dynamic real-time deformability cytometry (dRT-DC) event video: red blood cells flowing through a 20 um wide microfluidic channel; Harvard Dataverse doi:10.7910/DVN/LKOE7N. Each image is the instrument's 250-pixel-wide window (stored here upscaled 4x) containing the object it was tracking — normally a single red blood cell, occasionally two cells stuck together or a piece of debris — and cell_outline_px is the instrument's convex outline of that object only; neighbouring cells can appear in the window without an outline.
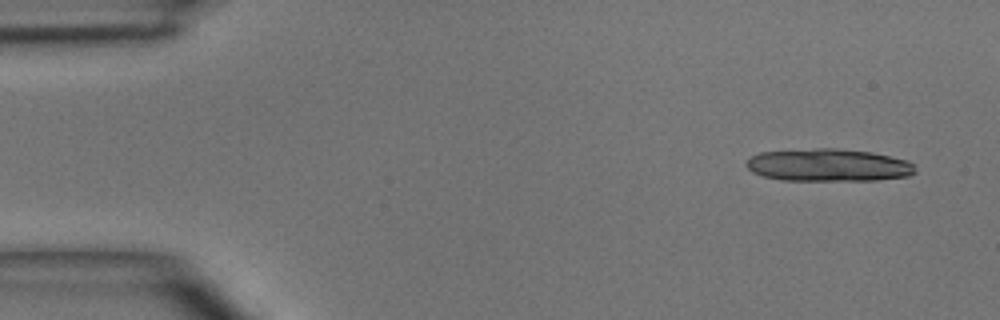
{"species": "common noctule bat (a hibernating species)", "species_latin": "Nyctalus noctula", "temperature_condition": "room temperature", "stored_images_in_passage": 4, "camera_frame_rate_fps": 3000, "um_per_image_px": 0.085, "animal": {"sex": "male", "body_mass_g": 15.6}, "frame": {"image": 1, "passage_image": 1, "time_ms": 0.0, "image_size_px": [1000, 320], "cell_outline_px": [[916, 172], [908, 176], [876, 180], [780, 180], [764, 176], [752, 172], [744, 164], [752, 156], [760, 152], [816, 148], [836, 148], [872, 152], [908, 160], [912, 164]], "centroid_in_image_um": [70.41, 14.03], "position_along_channel_um": 14.6, "area_um2": 32.08}}